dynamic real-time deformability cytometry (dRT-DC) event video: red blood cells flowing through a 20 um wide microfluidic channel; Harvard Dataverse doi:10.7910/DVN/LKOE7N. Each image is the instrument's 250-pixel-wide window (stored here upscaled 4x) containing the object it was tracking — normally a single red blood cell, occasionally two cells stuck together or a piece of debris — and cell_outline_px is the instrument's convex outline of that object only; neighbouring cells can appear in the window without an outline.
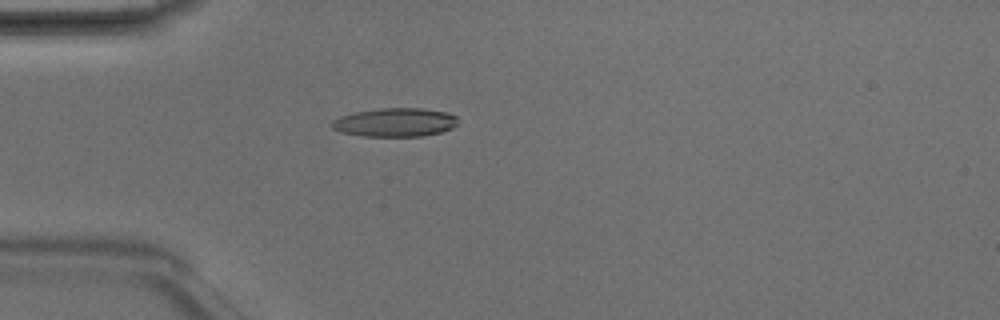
{"species": "Egyptian fruit bat (a non-hibernating species)", "species_latin": "Rousettus aegyptiacus", "temperature_condition": "room temperature", "stored_images_in_passage": 4, "camera_frame_rate_fps": 3000, "um_per_image_px": 0.085, "animal": {"sex": "male"}, "frame": {"image": 1, "passage_image": 4, "time_ms": 1.0, "image_size_px": [1000, 320], "cell_outline_px": [[456, 124], [452, 128], [440, 132], [420, 136], [364, 136], [340, 132], [332, 128], [332, 120], [340, 116], [356, 112], [380, 108], [420, 108], [448, 112], [456, 116]], "centroid_in_image_um": [33.56, 10.39], "position_along_channel_um": 51.4, "area_um2": 20.92}}